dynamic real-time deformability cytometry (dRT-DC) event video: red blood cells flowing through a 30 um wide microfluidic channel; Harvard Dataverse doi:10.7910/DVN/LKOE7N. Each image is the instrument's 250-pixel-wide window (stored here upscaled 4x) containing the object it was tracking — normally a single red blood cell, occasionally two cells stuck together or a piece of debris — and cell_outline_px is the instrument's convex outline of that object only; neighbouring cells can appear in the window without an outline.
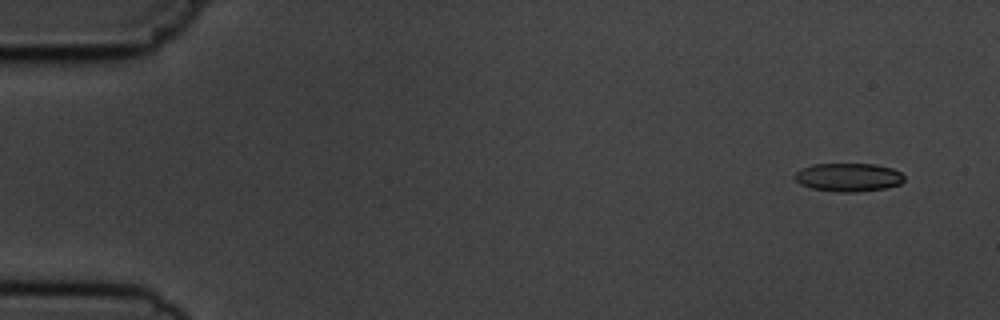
{"species": "common noctule bat (a hibernating species)", "species_latin": "Nyctalus noctula", "temperature_condition": "cold", "stored_images_in_passage": 5, "camera_frame_rate_fps": 3000, "um_per_image_px": 0.085, "animal": {"sex": "male", "body_mass_g": 19.5, "forearm_length_mm": 54.6}, "frame": {"image": 1, "passage_image": 2, "time_ms": 1.0, "image_size_px": [1000, 320], "cell_outline_px": [[904, 180], [900, 184], [884, 188], [856, 192], [840, 192], [812, 188], [800, 184], [792, 176], [800, 168], [812, 164], [876, 164], [892, 168], [900, 172], [904, 176]], "centroid_in_image_um": [72.09, 15.06], "position_along_channel_um": 12.9, "area_um2": 18.15}}
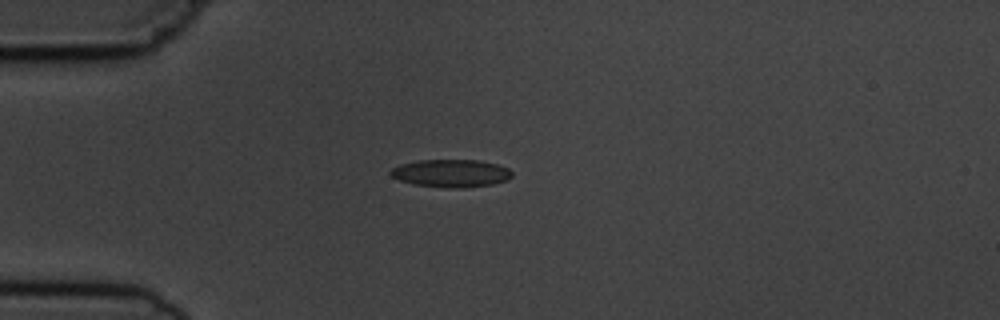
{"frame": {"image": 2, "passage_image": 5, "time_ms": 4.667, "image_size_px": [1000, 320], "cell_outline_px": [[512, 176], [508, 180], [492, 184], [464, 188], [452, 188], [416, 184], [400, 180], [392, 176], [388, 172], [392, 168], [400, 164], [420, 160], [480, 160], [500, 164], [508, 168], [512, 172]], "centroid_in_image_um": [38.38, 14.72], "position_along_channel_um": 46.6, "area_um2": 19.65}}